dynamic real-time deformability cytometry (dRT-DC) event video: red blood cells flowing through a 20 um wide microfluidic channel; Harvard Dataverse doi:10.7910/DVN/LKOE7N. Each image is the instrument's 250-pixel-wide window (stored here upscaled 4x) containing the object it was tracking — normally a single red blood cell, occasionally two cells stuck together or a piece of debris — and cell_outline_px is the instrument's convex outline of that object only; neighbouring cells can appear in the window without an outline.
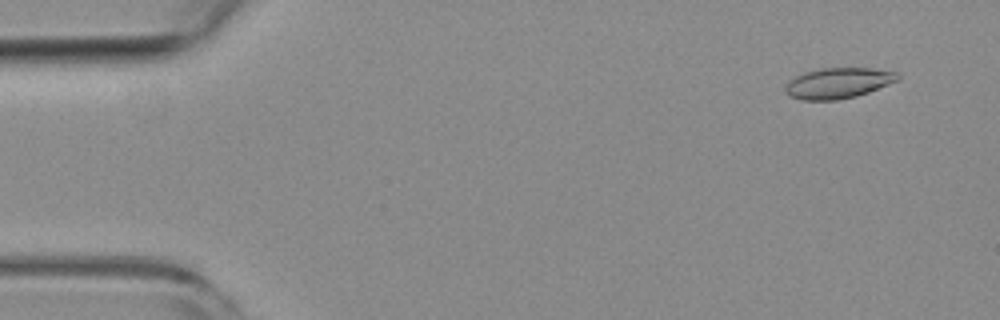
{"species": "common noctule bat (a hibernating species)", "species_latin": "Nyctalus noctula", "temperature_condition": "room temperature", "stored_images_in_passage": 33, "camera_frame_rate_fps": 3000, "um_per_image_px": 0.085, "animal": {"sex": "female", "body_mass_g": 19.3, "forearm_length_mm": 54.1}, "frame": {"image": 1, "passage_image": 4, "time_ms": 1.0, "image_size_px": [1000, 320], "cell_outline_px": [[900, 80], [868, 92], [856, 96], [836, 100], [800, 100], [788, 96], [784, 92], [784, 88], [788, 80], [804, 72], [820, 68], [872, 68], [896, 72], [900, 76]], "centroid_in_image_um": [71.21, 7.06], "position_along_channel_um": 13.8, "area_um2": 20.29}}
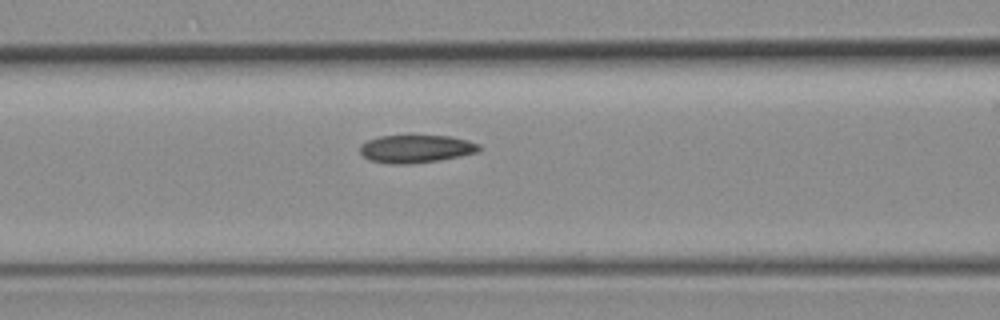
{"frame": {"image": 2, "passage_image": 22, "time_ms": 7.0, "image_size_px": [1000, 320], "cell_outline_px": [[480, 148], [476, 152], [460, 156], [440, 160], [408, 164], [388, 164], [368, 160], [360, 152], [360, 144], [368, 140], [380, 136], [448, 136], [468, 140], [480, 144]], "centroid_in_image_um": [35.33, 12.66], "position_along_channel_um": 131.3, "area_um2": 19.31}}
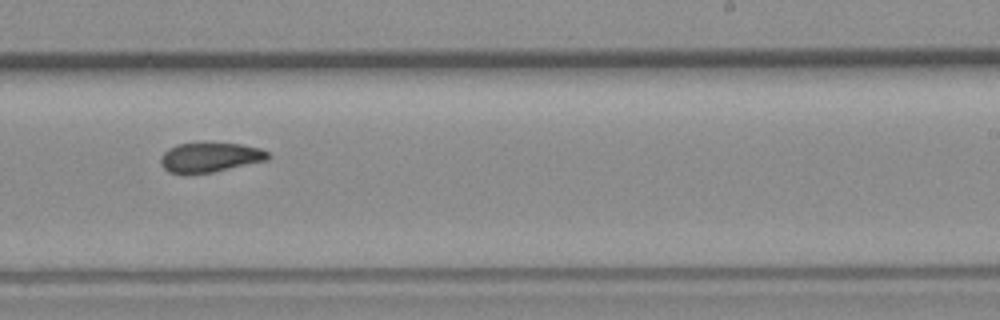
{"frame": {"image": 3, "passage_image": 33, "time_ms": 10.667, "image_size_px": [1000, 320], "cell_outline_px": [[272, 156], [268, 160], [212, 172], [184, 176], [168, 172], [160, 164], [160, 156], [168, 148], [176, 144], [240, 144], [260, 148], [268, 152]], "centroid_in_image_um": [17.81, 13.41], "position_along_channel_um": 271.2, "area_um2": 18.73}}